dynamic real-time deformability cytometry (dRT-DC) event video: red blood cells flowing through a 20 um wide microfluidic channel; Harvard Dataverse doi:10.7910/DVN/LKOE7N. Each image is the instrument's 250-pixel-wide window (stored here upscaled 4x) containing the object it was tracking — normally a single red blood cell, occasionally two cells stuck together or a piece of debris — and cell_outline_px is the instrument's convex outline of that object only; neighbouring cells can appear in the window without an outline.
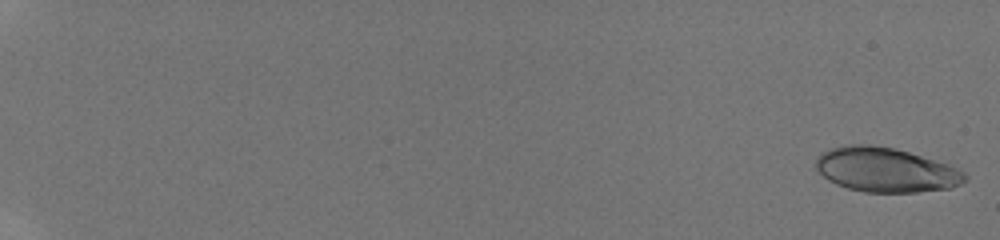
{"species": "human", "species_latin": "Homo sapiens", "temperature_condition": "room temperature", "stored_images_in_passage": 50, "camera_frame_rate_fps": 3000, "um_per_image_px": 0.085, "donor": {"sex": "male"}, "frame": {"image": 1, "passage_image": 1, "time_ms": 0.0, "image_size_px": [1000, 240], "cell_outline_px": [[968, 180], [960, 184], [948, 188], [916, 192], [864, 192], [848, 188], [836, 184], [828, 180], [816, 168], [816, 160], [824, 152], [832, 148], [852, 144], [868, 144], [892, 148], [908, 152], [948, 164], [964, 172], [968, 176]], "centroid_in_image_um": [75.31, 14.44], "position_along_channel_um": 9.7, "area_um2": 38.21}}
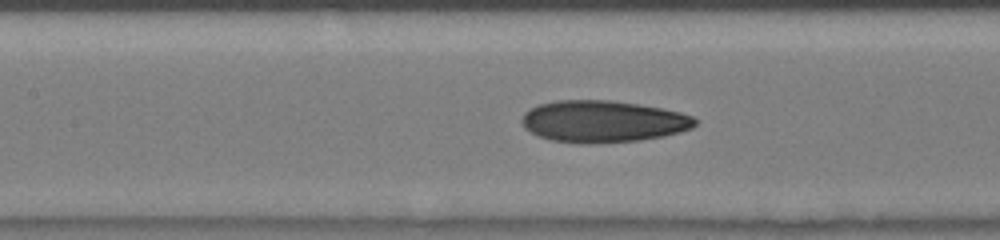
{"frame": {"image": 2, "passage_image": 26, "time_ms": 9.333, "image_size_px": [1000, 240], "cell_outline_px": [[696, 124], [692, 128], [680, 132], [664, 136], [640, 140], [588, 144], [580, 144], [552, 140], [540, 136], [524, 128], [520, 120], [524, 112], [540, 104], [556, 100], [608, 100], [636, 104], [660, 108], [680, 112], [692, 116], [696, 120]], "centroid_in_image_um": [51.24, 10.33], "position_along_channel_um": 156.2, "area_um2": 42.14}}
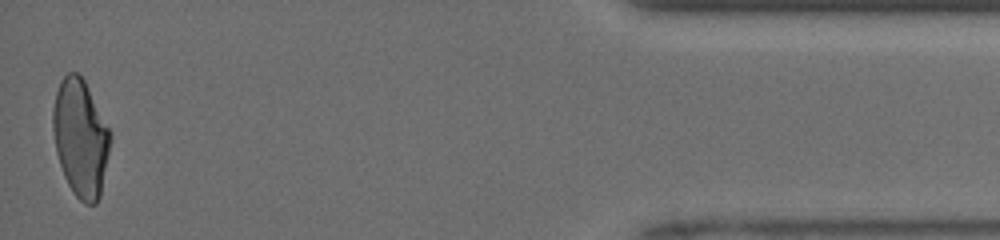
{"frame": {"image": 3, "passage_image": 50, "time_ms": 17.333, "image_size_px": [1000, 240], "cell_outline_px": [[112, 140], [100, 196], [96, 204], [84, 204], [72, 192], [64, 176], [56, 152], [52, 128], [52, 112], [56, 92], [60, 80], [68, 72], [76, 72], [84, 80], [112, 136]], "centroid_in_image_um": [6.84, 11.75], "position_along_channel_um": 428.4, "area_um2": 39.13}, "authors_computed_cell_mechanics": {"area_um2": 39.7375, "velocity_mm_per_s": 4.1658, "shape_relaxation_time_tau1_ms": null, "shape_relaxation_time_tau2_ms": 1.7307, "deformation_change_tau1": null, "deformation_change_tau2": 0.0861}}